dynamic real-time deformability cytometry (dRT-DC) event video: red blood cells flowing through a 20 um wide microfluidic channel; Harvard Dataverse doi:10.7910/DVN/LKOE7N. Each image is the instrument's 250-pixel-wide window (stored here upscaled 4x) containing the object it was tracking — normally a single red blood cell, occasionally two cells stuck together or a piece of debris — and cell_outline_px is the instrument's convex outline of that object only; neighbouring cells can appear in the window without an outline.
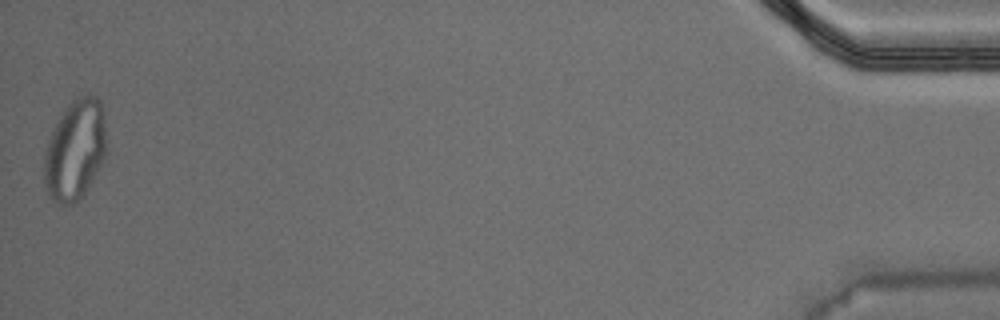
{"species": "Egyptian fruit bat (a non-hibernating species)", "species_latin": "Rousettus aegyptiacus", "temperature_condition": "warm", "stored_images_in_passage": 46, "camera_frame_rate_fps": 3000, "um_per_image_px": 0.085, "animal": {"sex": "male"}, "frame": {"image": 1, "passage_image": 46, "time_ms": 15.0, "image_size_px": [1000, 320], "cell_outline_px": [[108, 152], [104, 160], [84, 196], [76, 204], [60, 204], [52, 200], [48, 196], [44, 180], [44, 156], [48, 140], [60, 116], [68, 104], [72, 100], [88, 92], [96, 96], [100, 100], [104, 112], [108, 148]], "centroid_in_image_um": [6.43, 12.75], "position_along_channel_um": 428.8, "area_um2": 37.34}, "authors_computed_cell_mechanics": {"area_um2": 21.1548, "velocity_mm_per_s": 3.7229, "shape_relaxation_time_tau1_ms": null, "shape_relaxation_time_tau2_ms": 1.2065, "deformation_change_tau1": null, "deformation_change_tau2": 0.0648}}